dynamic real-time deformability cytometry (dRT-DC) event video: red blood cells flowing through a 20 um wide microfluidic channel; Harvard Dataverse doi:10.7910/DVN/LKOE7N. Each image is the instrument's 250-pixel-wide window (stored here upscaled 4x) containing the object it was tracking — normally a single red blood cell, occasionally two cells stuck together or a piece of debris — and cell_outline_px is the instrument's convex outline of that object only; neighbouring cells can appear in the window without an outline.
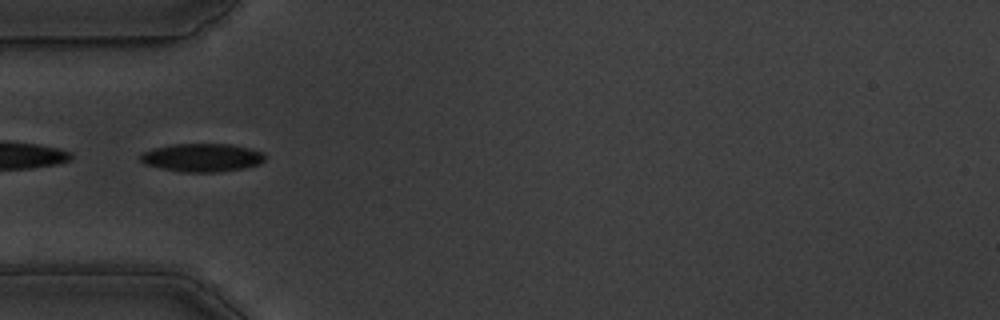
{"species": "common noctule bat (a hibernating species)", "species_latin": "Nyctalus noctula", "temperature_condition": "warm", "stored_images_in_passage": 39, "camera_frame_rate_fps": 3000, "um_per_image_px": 0.085, "animal": {"sex": "male", "body_mass_g": 19.5, "forearm_length_mm": 54.6}, "frame": {"image": 1, "passage_image": 1, "time_ms": 0.0, "image_size_px": [1000, 320], "cell_outline_px": [[264, 160], [260, 164], [244, 168], [216, 172], [180, 172], [144, 164], [140, 160], [140, 156], [144, 152], [152, 148], [172, 144], [232, 144], [264, 152]], "centroid_in_image_um": [17.17, 13.39], "position_along_channel_um": 67.8, "area_um2": 20.52}}
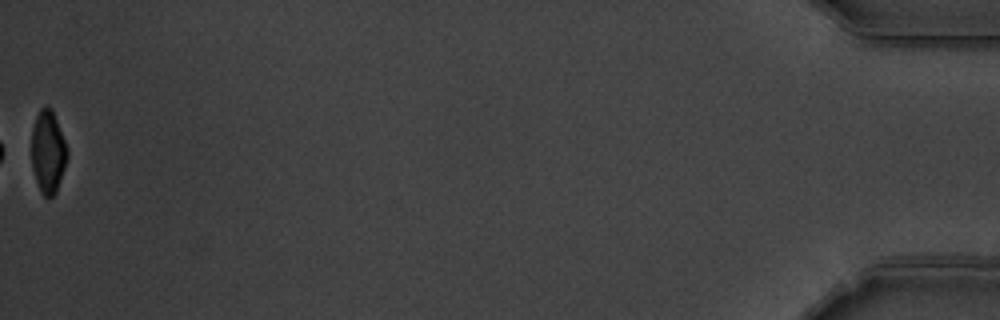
{"frame": {"image": 2, "passage_image": 39, "time_ms": 12.667, "image_size_px": [1000, 320], "cell_outline_px": [[68, 156], [56, 192], [52, 196], [44, 196], [40, 192], [32, 168], [32, 128], [36, 116], [40, 108], [52, 108], [68, 148]], "centroid_in_image_um": [4.09, 12.9], "position_along_channel_um": 431.1, "area_um2": 17.11}, "authors_computed_cell_mechanics": {"area_um2": 20.3456, "velocity_mm_per_s": 3.6574, "shape_relaxation_time_tau1_ms": 3.1545, "shape_relaxation_time_tau2_ms": 1.6038, "deformation_change_tau1": 0.1399, "deformation_change_tau2": 0.0605}}